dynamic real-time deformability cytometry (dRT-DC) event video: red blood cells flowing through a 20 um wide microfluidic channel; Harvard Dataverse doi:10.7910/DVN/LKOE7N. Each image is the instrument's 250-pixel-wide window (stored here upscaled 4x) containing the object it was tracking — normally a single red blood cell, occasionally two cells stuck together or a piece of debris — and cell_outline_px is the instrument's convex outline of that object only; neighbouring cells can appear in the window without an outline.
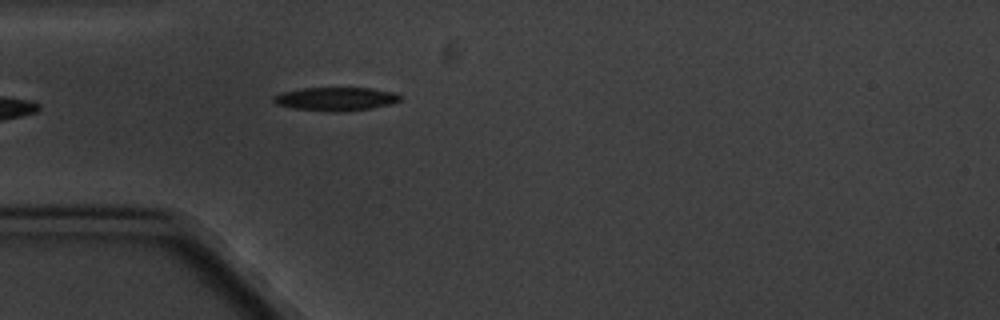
{"species": "common noctule bat (a hibernating species)", "species_latin": "Nyctalus noctula", "temperature_condition": "cold", "stored_images_in_passage": 5, "camera_frame_rate_fps": 3000, "um_per_image_px": 0.085, "animal": {"sex": "male", "body_mass_g": 20.1, "forearm_length_mm": 53.5}, "frame": {"image": 1, "passage_image": 5, "time_ms": 5.667, "image_size_px": [1000, 320], "cell_outline_px": [[404, 96], [400, 100], [392, 104], [344, 112], [332, 112], [292, 108], [276, 104], [272, 100], [272, 96], [280, 92], [300, 88], [372, 88], [396, 92]], "centroid_in_image_um": [28.54, 8.4], "position_along_channel_um": 56.5, "area_um2": 17.63}}